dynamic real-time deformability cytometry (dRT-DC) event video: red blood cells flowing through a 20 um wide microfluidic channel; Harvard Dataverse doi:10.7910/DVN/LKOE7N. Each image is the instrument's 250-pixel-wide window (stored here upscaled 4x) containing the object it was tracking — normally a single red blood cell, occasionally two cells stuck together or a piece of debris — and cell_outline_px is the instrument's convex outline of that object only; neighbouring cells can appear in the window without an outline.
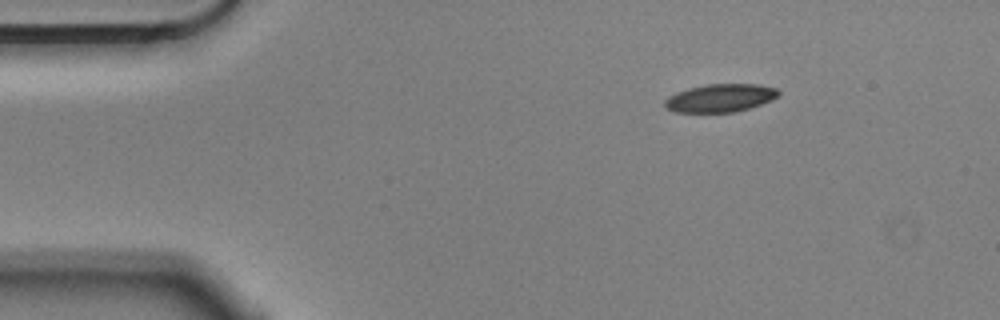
{"species": "Egyptian fruit bat (a non-hibernating species)", "species_latin": "Rousettus aegyptiacus", "temperature_condition": "cold", "stored_images_in_passage": 3, "camera_frame_rate_fps": 3000, "um_per_image_px": 0.085, "animal": {"sex": "male"}, "frame": {"image": 1, "passage_image": 1, "time_ms": 0.0, "image_size_px": [1000, 320], "cell_outline_px": [[780, 92], [772, 100], [736, 112], [676, 112], [668, 108], [664, 104], [664, 100], [668, 96], [676, 92], [688, 88], [708, 84], [760, 84], [776, 88]], "centroid_in_image_um": [61.21, 8.32], "position_along_channel_um": 23.8, "area_um2": 18.5}}
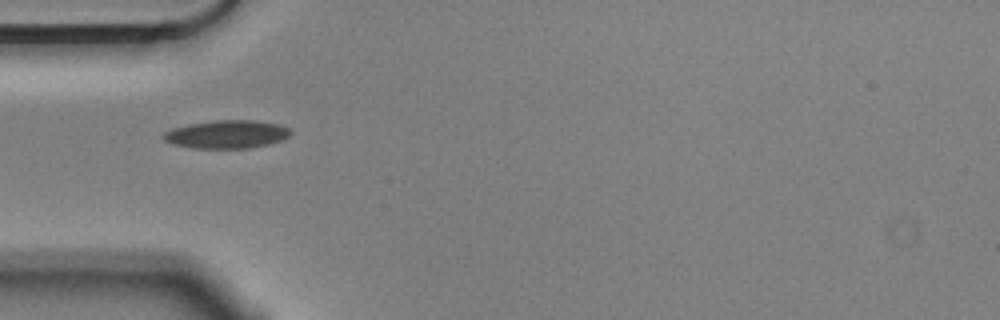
{"frame": {"image": 2, "passage_image": 3, "time_ms": 0.667, "image_size_px": [1000, 320], "cell_outline_px": [[292, 132], [288, 136], [280, 140], [268, 144], [248, 148], [192, 148], [172, 144], [164, 140], [160, 136], [164, 132], [172, 128], [188, 124], [216, 120], [256, 120], [276, 124], [288, 128]], "centroid_in_image_um": [19.21, 11.41], "position_along_channel_um": 65.8, "area_um2": 20.81}}